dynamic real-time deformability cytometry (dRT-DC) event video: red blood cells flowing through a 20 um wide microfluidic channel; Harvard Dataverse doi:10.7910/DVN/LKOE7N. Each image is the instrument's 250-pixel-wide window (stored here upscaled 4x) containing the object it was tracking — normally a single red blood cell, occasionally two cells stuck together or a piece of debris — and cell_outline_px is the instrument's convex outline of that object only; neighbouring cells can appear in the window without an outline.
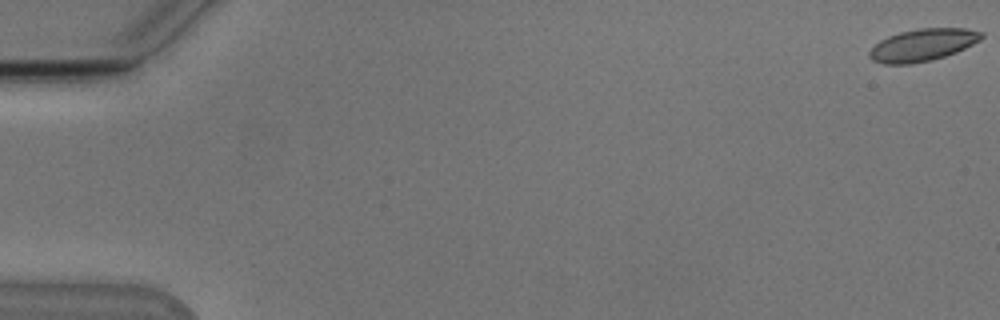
{"species": "Egyptian fruit bat (a non-hibernating species)", "species_latin": "Rousettus aegyptiacus", "temperature_condition": "cold", "stored_images_in_passage": 55, "camera_frame_rate_fps": 3000, "um_per_image_px": 0.085, "animal": {"sex": "male"}, "frame": {"image": 1, "passage_image": 1, "time_ms": 0.0, "image_size_px": [1000, 320], "cell_outline_px": [[984, 36], [980, 40], [956, 52], [932, 60], [912, 64], [884, 64], [872, 60], [868, 56], [868, 52], [880, 40], [888, 36], [900, 32], [920, 28], [964, 28], [984, 32]], "centroid_in_image_um": [78.42, 3.82], "position_along_channel_um": 6.6, "area_um2": 21.04}}
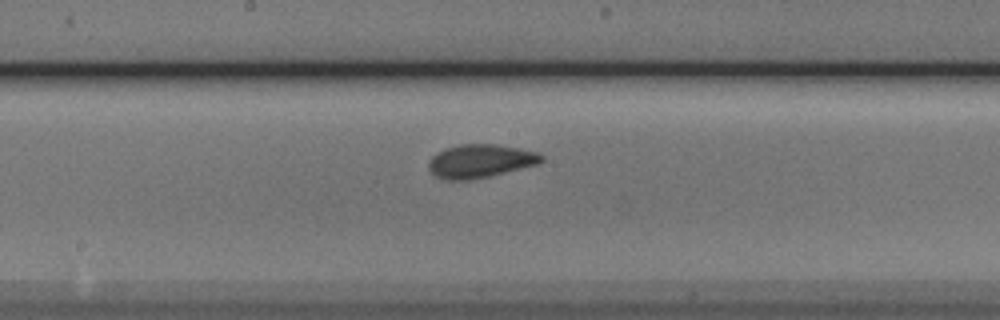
{"frame": {"image": 2, "passage_image": 30, "time_ms": 9.667, "image_size_px": [1000, 320], "cell_outline_px": [[544, 160], [540, 164], [488, 176], [468, 180], [448, 180], [436, 176], [428, 168], [428, 160], [436, 152], [444, 148], [460, 144], [496, 144], [520, 148], [540, 152], [544, 156]], "centroid_in_image_um": [40.85, 13.67], "position_along_channel_um": 207.4, "area_um2": 22.2}}
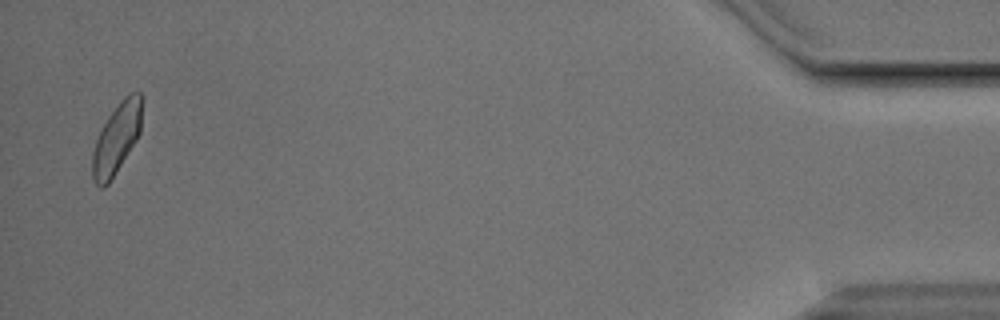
{"frame": {"image": 3, "passage_image": 54, "time_ms": 17.667, "image_size_px": [1000, 320], "cell_outline_px": [[144, 96], [140, 132], [136, 140], [108, 184], [104, 188], [100, 188], [96, 184], [92, 176], [92, 152], [96, 140], [108, 116], [120, 100], [128, 92], [140, 92]], "centroid_in_image_um": [9.94, 11.71], "position_along_channel_um": 425.3, "area_um2": 20.46}, "authors_computed_cell_mechanics": {"area_um2": 21.097, "velocity_mm_per_s": 3.7932, "shape_relaxation_time_tau1_ms": 3.6472, "shape_relaxation_time_tau2_ms": 1.0912, "deformation_change_tau1": 0.1103, "deformation_change_tau2": 0.0439}}